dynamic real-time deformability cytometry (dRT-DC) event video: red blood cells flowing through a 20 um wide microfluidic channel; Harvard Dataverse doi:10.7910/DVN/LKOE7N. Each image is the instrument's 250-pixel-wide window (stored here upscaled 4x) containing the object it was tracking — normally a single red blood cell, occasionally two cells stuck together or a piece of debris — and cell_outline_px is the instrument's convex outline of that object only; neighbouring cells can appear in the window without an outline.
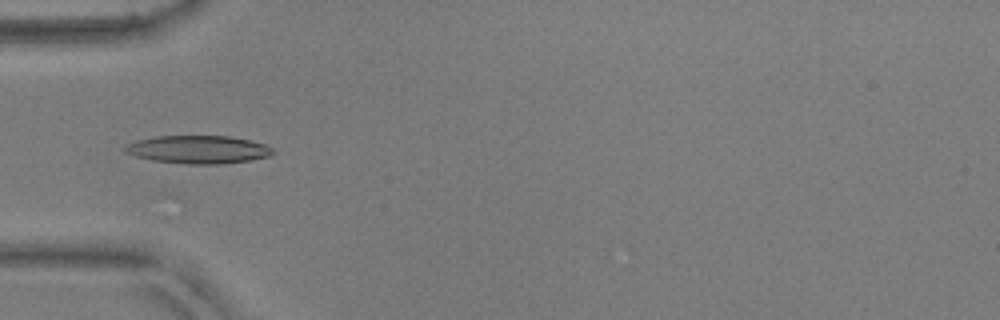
{"species": "common noctule bat (a hibernating species)", "species_latin": "Nyctalus noctula", "temperature_condition": "warm", "stored_images_in_passage": 38, "camera_frame_rate_fps": 3000, "um_per_image_px": 0.085, "animal": {"sex": "male", "body_mass_g": 17.9, "forearm_length_mm": 54.2}, "frame": {"image": 1, "passage_image": 3, "time_ms": 0.667, "image_size_px": [1000, 320], "cell_outline_px": [[276, 152], [268, 156], [252, 160], [220, 164], [188, 164], [152, 160], [136, 156], [124, 152], [124, 144], [136, 140], [156, 136], [232, 136], [264, 144], [272, 148]], "centroid_in_image_um": [16.83, 12.71], "position_along_channel_um": 68.2, "area_um2": 24.22}}
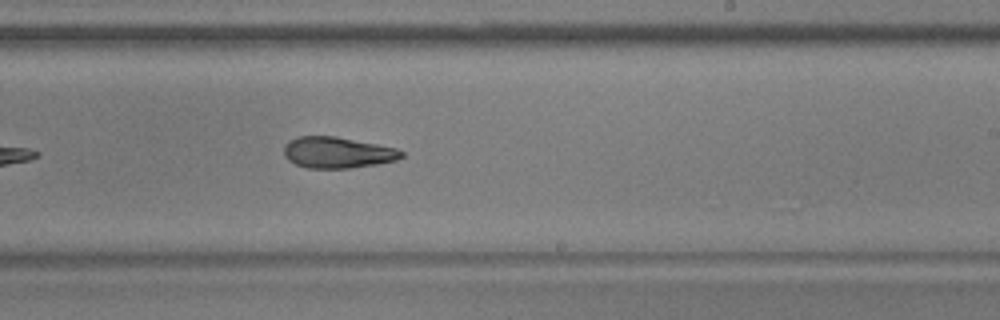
{"frame": {"image": 2, "passage_image": 18, "time_ms": 5.667, "image_size_px": [1000, 320], "cell_outline_px": [[404, 156], [396, 160], [376, 164], [348, 168], [308, 168], [296, 164], [288, 160], [284, 156], [284, 144], [288, 140], [296, 136], [336, 136], [396, 148], [404, 152]], "centroid_in_image_um": [28.65, 12.95], "position_along_channel_um": 260.4, "area_um2": 21.39}}
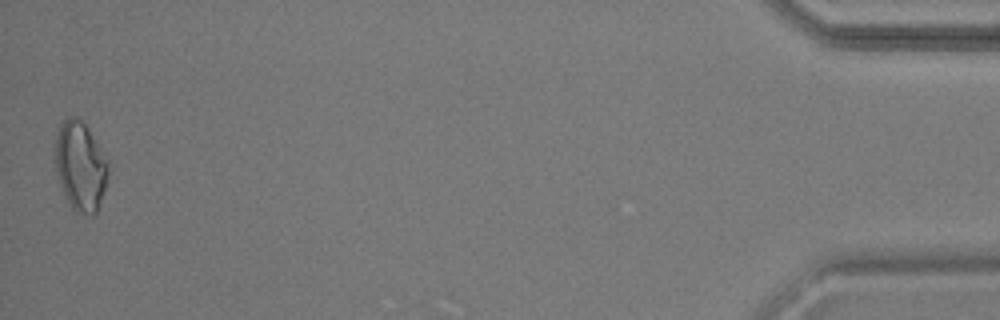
{"frame": {"image": 3, "passage_image": 38, "time_ms": 12.333, "image_size_px": [1000, 320], "cell_outline_px": [[112, 164], [108, 180], [104, 192], [96, 212], [92, 216], [84, 216], [76, 212], [72, 208], [60, 184], [56, 172], [56, 136], [60, 124], [68, 116], [76, 116], [84, 124]], "centroid_in_image_um": [6.88, 14.15], "position_along_channel_um": 428.3, "area_um2": 27.8}, "authors_computed_cell_mechanics": {"area_um2": 22.2819, "velocity_mm_per_s": 3.8359, "shape_relaxation_time_tau1_ms": null, "shape_relaxation_time_tau2_ms": 5.0201, "deformation_change_tau1": null, "deformation_change_tau2": 0.147}}